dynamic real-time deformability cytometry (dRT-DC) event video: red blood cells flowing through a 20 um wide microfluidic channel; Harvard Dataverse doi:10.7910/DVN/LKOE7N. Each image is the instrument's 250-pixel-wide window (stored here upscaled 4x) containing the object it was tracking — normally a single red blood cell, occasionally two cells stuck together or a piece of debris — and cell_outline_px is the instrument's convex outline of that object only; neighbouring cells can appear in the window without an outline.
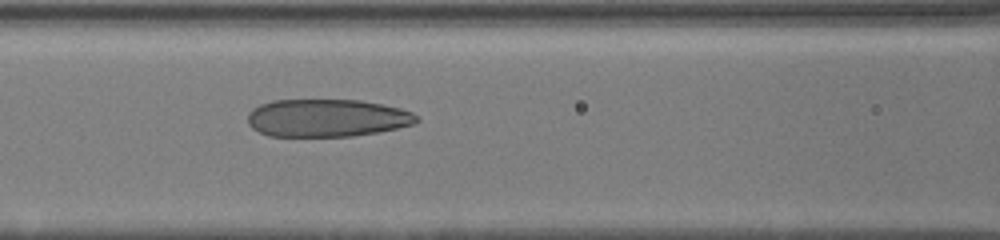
{"species": "human", "species_latin": "Homo sapiens", "temperature_condition": "cold", "stored_images_in_passage": 3, "camera_frame_rate_fps": 3000, "um_per_image_px": 0.085, "donor": {"sex": "male"}, "frame": {"image": 1, "passage_image": 3, "time_ms": 1.667, "image_size_px": [1000, 240], "cell_outline_px": [[420, 120], [416, 124], [376, 132], [352, 136], [268, 136], [252, 128], [248, 124], [248, 112], [252, 108], [260, 104], [272, 100], [360, 100], [400, 108], [412, 112]], "centroid_in_image_um": [27.77, 10.02], "position_along_channel_um": 138.8, "area_um2": 37.17}}